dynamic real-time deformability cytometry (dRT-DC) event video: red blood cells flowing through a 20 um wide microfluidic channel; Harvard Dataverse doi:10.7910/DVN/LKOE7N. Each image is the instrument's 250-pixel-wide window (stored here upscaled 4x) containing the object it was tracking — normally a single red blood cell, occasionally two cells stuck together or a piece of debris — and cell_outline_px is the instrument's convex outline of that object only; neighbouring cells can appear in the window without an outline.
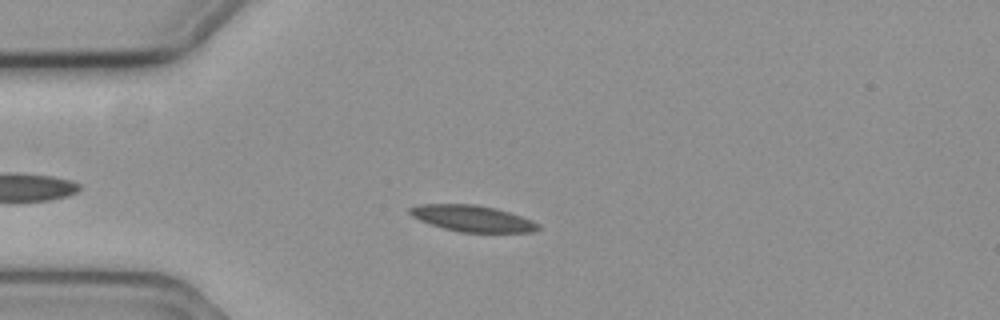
{"species": "common noctule bat (a hibernating species)", "species_latin": "Nyctalus noctula", "temperature_condition": "cold", "stored_images_in_passage": 52, "camera_frame_rate_fps": 3000, "um_per_image_px": 0.085, "animal": {"sex": "female", "body_mass_g": 19.3, "forearm_length_mm": 54.1}, "frame": {"image": 1, "passage_image": 9, "time_ms": 2.667, "image_size_px": [1000, 320], "cell_outline_px": [[540, 228], [532, 232], [460, 232], [444, 228], [420, 220], [412, 216], [408, 212], [408, 208], [416, 204], [476, 204], [496, 208], [532, 220], [540, 224]], "centroid_in_image_um": [40.14, 18.56], "position_along_channel_um": 44.9, "area_um2": 19.59}}
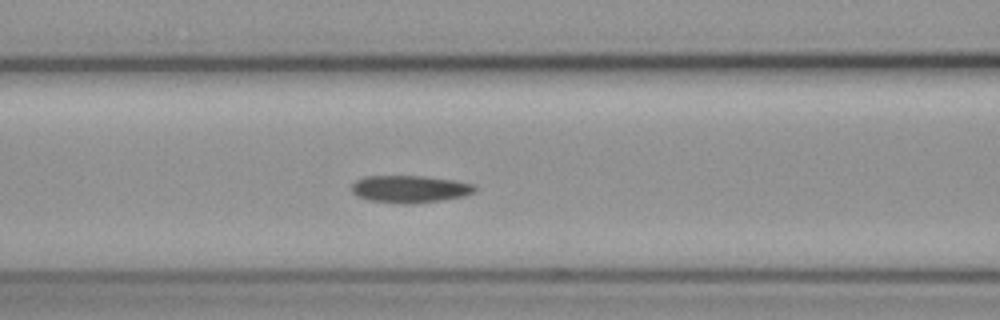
{"frame": {"image": 2, "passage_image": 18, "time_ms": 5.667, "image_size_px": [1000, 320], "cell_outline_px": [[476, 192], [464, 196], [440, 200], [408, 204], [400, 204], [368, 200], [356, 196], [352, 192], [352, 184], [356, 180], [364, 176], [424, 176], [456, 180], [476, 184]], "centroid_in_image_um": [34.85, 16.06], "position_along_channel_um": 131.8, "area_um2": 19.83}}
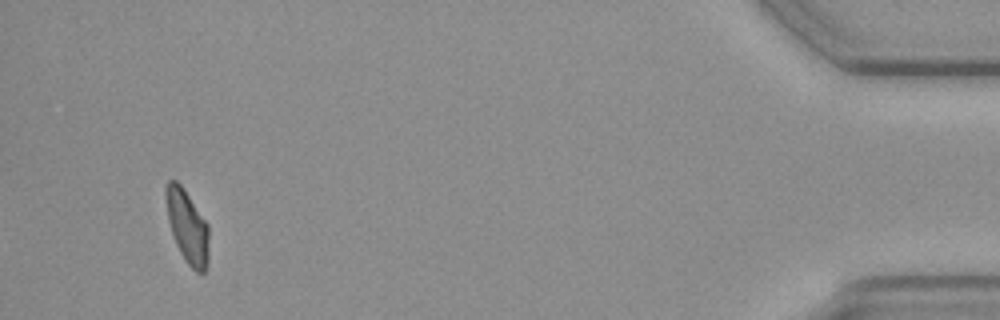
{"frame": {"image": 3, "passage_image": 49, "time_ms": 16.0, "image_size_px": [1000, 320], "cell_outline_px": [[208, 260], [204, 272], [196, 272], [188, 264], [180, 252], [176, 244], [168, 220], [164, 192], [164, 188], [168, 180], [176, 180], [184, 188], [208, 224]], "centroid_in_image_um": [15.91, 19.21], "position_along_channel_um": 419.3, "area_um2": 18.26}, "authors_computed_cell_mechanics": {"area_um2": 19.4208, "velocity_mm_per_s": 3.5767, "shape_relaxation_time_tau1_ms": 6.8152, "shape_relaxation_time_tau2_ms": 5.1054, "deformation_change_tau1": 0.1363, "deformation_change_tau2": 0.1181}}